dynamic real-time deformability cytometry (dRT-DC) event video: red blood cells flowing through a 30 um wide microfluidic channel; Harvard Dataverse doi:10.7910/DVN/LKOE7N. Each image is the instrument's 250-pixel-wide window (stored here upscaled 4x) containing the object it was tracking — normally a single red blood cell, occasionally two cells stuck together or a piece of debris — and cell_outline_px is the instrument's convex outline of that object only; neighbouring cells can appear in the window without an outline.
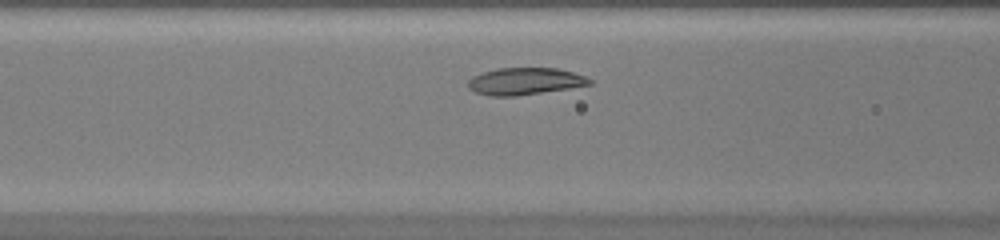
{"species": "common noctule bat (a hibernating species)", "species_latin": "Nyctalus noctula", "temperature_condition": "warm", "stored_images_in_passage": 27, "camera_frame_rate_fps": 3000, "um_per_image_px": 0.085, "animal": {"sex": "female", "body_mass_g": 20.0, "forearm_length_mm": 54.0}, "frame": {"image": 1, "passage_image": 7, "time_ms": 2.0, "image_size_px": [1000, 240], "cell_outline_px": [[592, 84], [568, 88], [516, 96], [492, 96], [476, 92], [468, 88], [468, 80], [472, 76], [496, 68], [556, 68], [572, 72], [584, 76], [592, 80]], "centroid_in_image_um": [44.59, 6.9], "position_along_channel_um": 122.0, "area_um2": 18.96}}
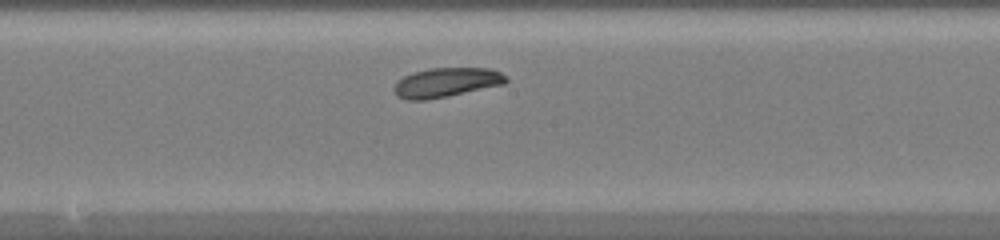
{"frame": {"image": 2, "passage_image": 13, "time_ms": 4.0, "image_size_px": [1000, 240], "cell_outline_px": [[508, 80], [504, 84], [448, 96], [424, 100], [408, 100], [396, 96], [396, 84], [404, 76], [412, 72], [432, 68], [492, 68], [508, 76]], "centroid_in_image_um": [37.99, 7.0], "position_along_channel_um": 210.2, "area_um2": 19.02}}
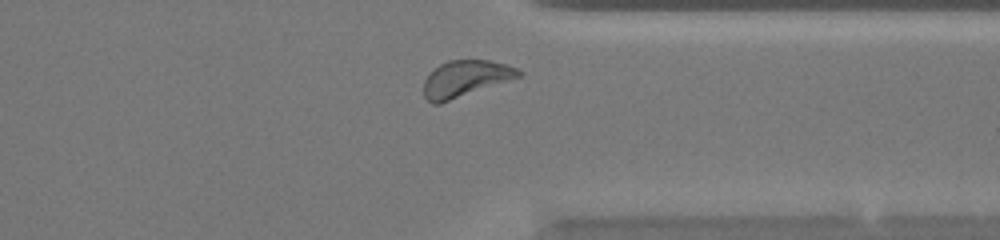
{"frame": {"image": 3, "passage_image": 24, "time_ms": 7.667, "image_size_px": [1000, 240], "cell_outline_px": [[524, 72], [520, 76], [440, 104], [432, 104], [424, 96], [424, 80], [440, 64], [448, 60], [488, 60], [504, 64], [516, 68]], "centroid_in_image_um": [39.54, 6.69], "position_along_channel_um": 371.9, "area_um2": 19.77}}